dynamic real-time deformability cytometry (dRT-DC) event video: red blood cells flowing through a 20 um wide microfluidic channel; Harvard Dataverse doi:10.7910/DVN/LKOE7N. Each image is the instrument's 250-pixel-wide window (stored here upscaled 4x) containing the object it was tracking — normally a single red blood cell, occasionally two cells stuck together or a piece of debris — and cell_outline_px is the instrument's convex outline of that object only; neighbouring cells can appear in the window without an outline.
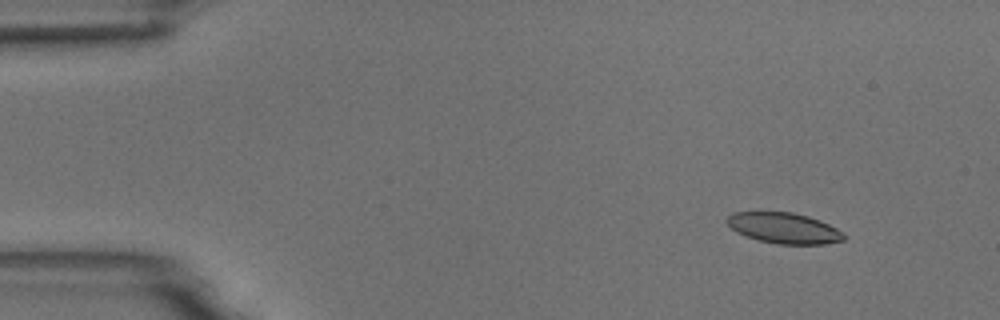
{"species": "common noctule bat (a hibernating species)", "species_latin": "Nyctalus noctula", "temperature_condition": "room temperature", "stored_images_in_passage": 5, "camera_frame_rate_fps": 3000, "um_per_image_px": 0.085, "animal": {"sex": "male", "body_mass_g": 18.8}, "frame": {"image": 1, "passage_image": 2, "time_ms": 1.333, "image_size_px": [1000, 320], "cell_outline_px": [[844, 240], [824, 244], [776, 244], [760, 240], [736, 232], [724, 220], [732, 212], [792, 212], [808, 216], [820, 220], [844, 232]], "centroid_in_image_um": [66.64, 19.38], "position_along_channel_um": 18.4, "area_um2": 20.87}}
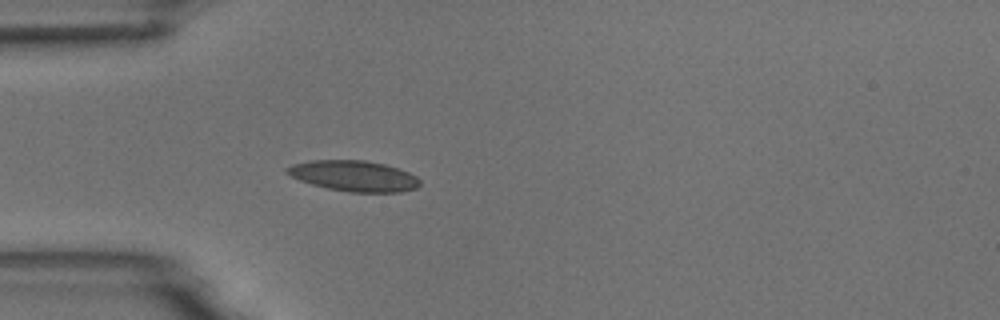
{"frame": {"image": 2, "passage_image": 5, "time_ms": 4.667, "image_size_px": [1000, 320], "cell_outline_px": [[420, 184], [416, 188], [400, 192], [352, 192], [328, 188], [312, 184], [300, 180], [284, 172], [284, 168], [292, 164], [312, 160], [364, 160], [384, 164], [408, 172], [416, 176], [420, 180]], "centroid_in_image_um": [30.06, 14.95], "position_along_channel_um": 54.9, "area_um2": 23.64}}